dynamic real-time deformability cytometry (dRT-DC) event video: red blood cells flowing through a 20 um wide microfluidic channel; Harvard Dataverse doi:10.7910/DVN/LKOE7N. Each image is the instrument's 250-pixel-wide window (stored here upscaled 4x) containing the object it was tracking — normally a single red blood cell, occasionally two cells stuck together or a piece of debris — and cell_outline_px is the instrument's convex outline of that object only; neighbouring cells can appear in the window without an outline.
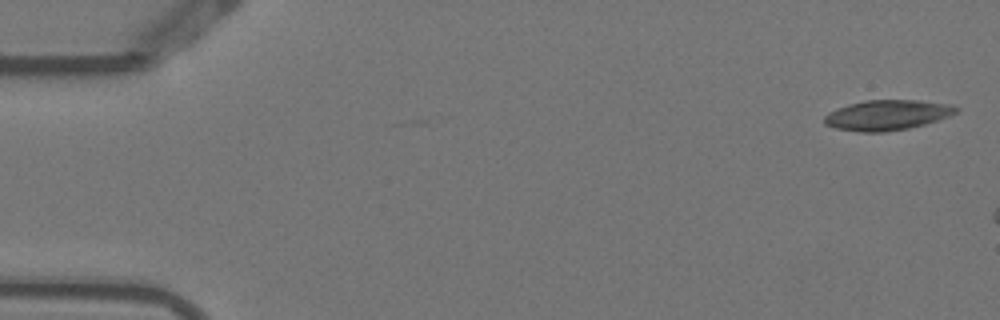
{"species": "Egyptian fruit bat (a non-hibernating species)", "species_latin": "Rousettus aegyptiacus", "temperature_condition": "warm", "stored_images_in_passage": 4, "camera_frame_rate_fps": 3000, "um_per_image_px": 0.085, "animal": {"sex": "female"}, "frame": {"image": 1, "passage_image": 1, "time_ms": 0.0, "image_size_px": [1000, 320], "cell_outline_px": [[960, 108], [956, 112], [948, 116], [924, 124], [908, 128], [884, 132], [860, 132], [836, 128], [824, 124], [824, 116], [828, 112], [836, 108], [848, 104], [864, 100], [920, 100], [948, 104]], "centroid_in_image_um": [75.36, 9.77], "position_along_channel_um": 9.6, "area_um2": 23.12}}